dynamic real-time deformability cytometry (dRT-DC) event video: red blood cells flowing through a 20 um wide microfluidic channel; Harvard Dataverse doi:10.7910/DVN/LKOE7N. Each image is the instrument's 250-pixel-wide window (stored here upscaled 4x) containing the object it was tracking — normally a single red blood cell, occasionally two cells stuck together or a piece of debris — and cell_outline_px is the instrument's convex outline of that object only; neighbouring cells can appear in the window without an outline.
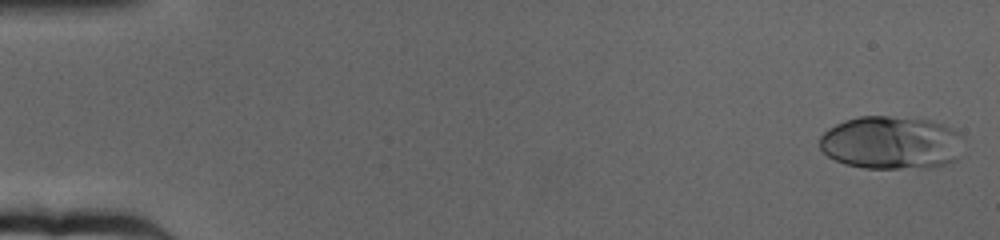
{"species": "human", "species_latin": "Homo sapiens", "temperature_condition": "cold", "stored_images_in_passage": 65, "camera_frame_rate_fps": 3000, "um_per_image_px": 0.085, "donor": {"sex": "female"}, "frame": {"image": 1, "passage_image": 2, "time_ms": 0.333, "image_size_px": [1000, 240], "cell_outline_px": [[968, 152], [964, 156], [956, 160], [932, 168], [864, 168], [844, 164], [828, 156], [820, 148], [820, 136], [828, 128], [844, 120], [860, 116], [888, 116], [932, 120], [944, 124], [952, 128], [964, 136]], "centroid_in_image_um": [75.88, 12.14], "position_along_channel_um": 9.1, "area_um2": 45.78}}
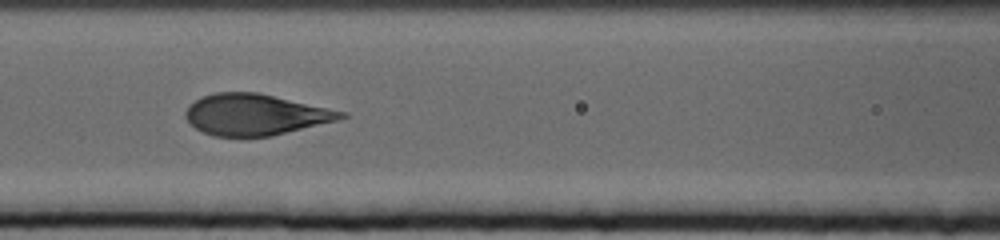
{"frame": {"image": 2, "passage_image": 29, "time_ms": 9.333, "image_size_px": [1000, 240], "cell_outline_px": [[348, 116], [336, 120], [272, 136], [212, 136], [196, 128], [184, 116], [184, 112], [188, 104], [204, 96], [216, 92], [256, 92], [348, 112]], "centroid_in_image_um": [21.68, 9.74], "position_along_channel_um": 144.9, "area_um2": 36.99}}
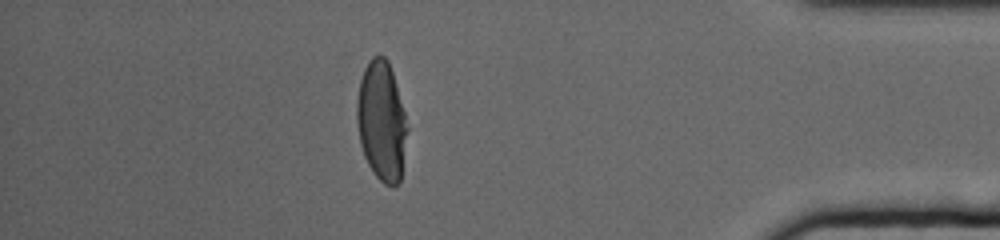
{"frame": {"image": 3, "passage_image": 57, "time_ms": 18.667, "image_size_px": [1000, 240], "cell_outline_px": [[408, 128], [400, 180], [392, 188], [384, 184], [376, 176], [368, 164], [364, 156], [360, 144], [356, 120], [356, 100], [360, 80], [364, 68], [372, 56], [384, 56], [388, 60], [392, 72], [404, 112]], "centroid_in_image_um": [32.41, 10.3], "position_along_channel_um": 402.8, "area_um2": 35.08}}